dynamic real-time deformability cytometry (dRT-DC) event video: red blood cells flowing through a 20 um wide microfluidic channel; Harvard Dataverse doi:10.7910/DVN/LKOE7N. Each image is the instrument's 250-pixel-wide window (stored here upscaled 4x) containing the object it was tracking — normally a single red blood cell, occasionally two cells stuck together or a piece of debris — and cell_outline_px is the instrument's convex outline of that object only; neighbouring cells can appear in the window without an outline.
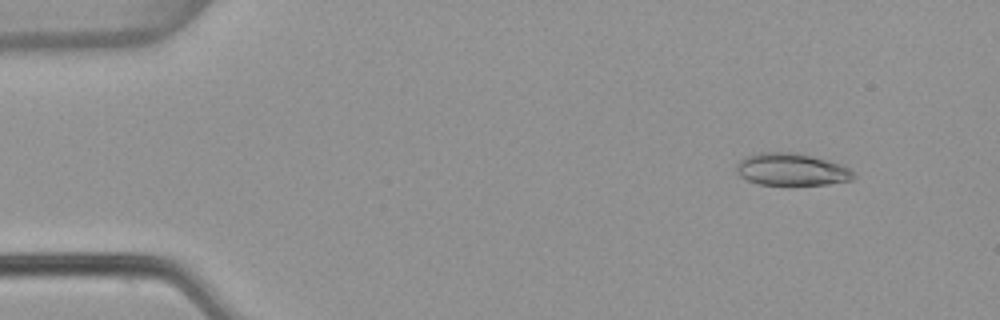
{"species": "common noctule bat (a hibernating species)", "species_latin": "Nyctalus noctula", "temperature_condition": "warm", "stored_images_in_passage": 54, "camera_frame_rate_fps": 3000, "um_per_image_px": 0.085, "animal": {"sex": "female", "body_mass_g": 22.7, "forearm_length_mm": 54.2}, "frame": {"image": 1, "passage_image": 6, "time_ms": 1.667, "image_size_px": [1000, 320], "cell_outline_px": [[856, 176], [852, 180], [828, 184], [760, 184], [748, 180], [740, 176], [736, 172], [736, 164], [740, 160], [748, 156], [760, 152], [796, 152], [812, 156], [840, 164], [856, 172]], "centroid_in_image_um": [67.3, 14.39], "position_along_channel_um": 17.7, "area_um2": 21.91}}
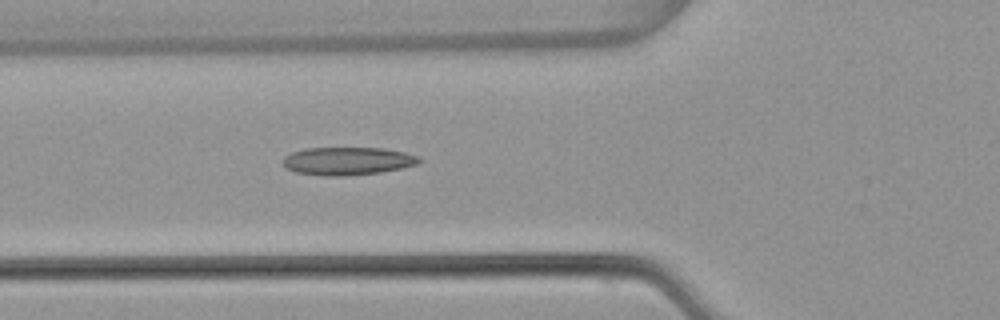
{"frame": {"image": 2, "passage_image": 20, "time_ms": 6.333, "image_size_px": [1000, 320], "cell_outline_px": [[420, 160], [416, 164], [400, 168], [380, 172], [340, 176], [324, 176], [296, 172], [288, 168], [284, 164], [284, 156], [292, 152], [304, 148], [384, 148], [404, 152], [420, 156]], "centroid_in_image_um": [29.54, 13.68], "position_along_channel_um": 96.3, "area_um2": 21.96}}
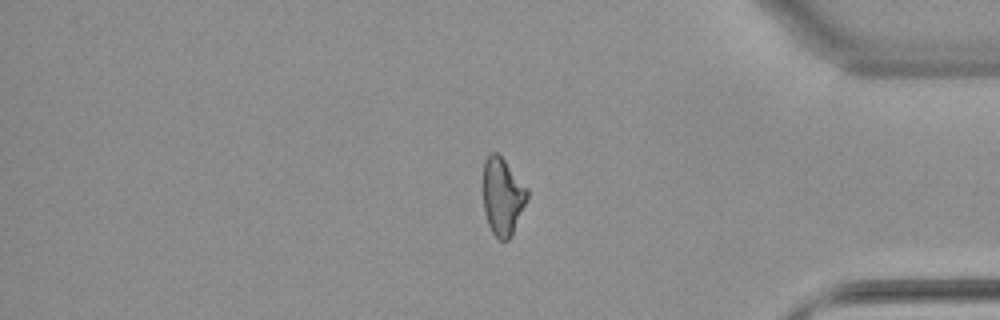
{"frame": {"image": 3, "passage_image": 45, "time_ms": 14.667, "image_size_px": [1000, 320], "cell_outline_px": [[528, 196], [512, 236], [508, 240], [500, 240], [492, 232], [488, 224], [484, 212], [484, 160], [492, 152], [496, 152], [504, 160], [528, 188]], "centroid_in_image_um": [42.72, 16.71], "position_along_channel_um": 392.5, "area_um2": 19.65}, "authors_computed_cell_mechanics": {"area_um2": 21.0392, "velocity_mm_per_s": 3.8528, "shape_relaxation_time_tau1_ms": null, "shape_relaxation_time_tau2_ms": 3.1627, "deformation_change_tau1": null, "deformation_change_tau2": 0.1228}}